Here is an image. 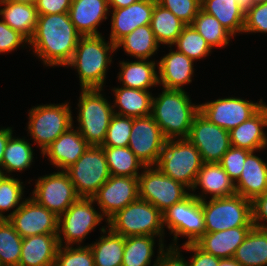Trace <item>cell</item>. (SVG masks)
Masks as SVG:
<instances>
[{"instance_id": "obj_36", "label": "cell", "mask_w": 267, "mask_h": 266, "mask_svg": "<svg viewBox=\"0 0 267 266\" xmlns=\"http://www.w3.org/2000/svg\"><path fill=\"white\" fill-rule=\"evenodd\" d=\"M107 159L110 174L113 176L139 177V169L145 165L129 147L102 146Z\"/></svg>"}, {"instance_id": "obj_21", "label": "cell", "mask_w": 267, "mask_h": 266, "mask_svg": "<svg viewBox=\"0 0 267 266\" xmlns=\"http://www.w3.org/2000/svg\"><path fill=\"white\" fill-rule=\"evenodd\" d=\"M169 47L170 52L157 61L159 85L164 89L184 90L183 86L192 82L194 61Z\"/></svg>"}, {"instance_id": "obj_3", "label": "cell", "mask_w": 267, "mask_h": 266, "mask_svg": "<svg viewBox=\"0 0 267 266\" xmlns=\"http://www.w3.org/2000/svg\"><path fill=\"white\" fill-rule=\"evenodd\" d=\"M116 44L106 42L102 35L82 36L77 43L71 61L66 65L75 68L79 75L81 89H102L112 53Z\"/></svg>"}, {"instance_id": "obj_20", "label": "cell", "mask_w": 267, "mask_h": 266, "mask_svg": "<svg viewBox=\"0 0 267 266\" xmlns=\"http://www.w3.org/2000/svg\"><path fill=\"white\" fill-rule=\"evenodd\" d=\"M87 141L81 136L74 126L61 134L42 153L43 157H48L53 166L66 171L71 167L89 148Z\"/></svg>"}, {"instance_id": "obj_24", "label": "cell", "mask_w": 267, "mask_h": 266, "mask_svg": "<svg viewBox=\"0 0 267 266\" xmlns=\"http://www.w3.org/2000/svg\"><path fill=\"white\" fill-rule=\"evenodd\" d=\"M59 246L58 234L24 237L18 266H54Z\"/></svg>"}, {"instance_id": "obj_34", "label": "cell", "mask_w": 267, "mask_h": 266, "mask_svg": "<svg viewBox=\"0 0 267 266\" xmlns=\"http://www.w3.org/2000/svg\"><path fill=\"white\" fill-rule=\"evenodd\" d=\"M157 42L150 24L134 29L116 43V49L123 47L125 53L136 59L149 60L157 51Z\"/></svg>"}, {"instance_id": "obj_15", "label": "cell", "mask_w": 267, "mask_h": 266, "mask_svg": "<svg viewBox=\"0 0 267 266\" xmlns=\"http://www.w3.org/2000/svg\"><path fill=\"white\" fill-rule=\"evenodd\" d=\"M265 103L237 97L219 98L199 104V112L213 124L227 131L252 117Z\"/></svg>"}, {"instance_id": "obj_48", "label": "cell", "mask_w": 267, "mask_h": 266, "mask_svg": "<svg viewBox=\"0 0 267 266\" xmlns=\"http://www.w3.org/2000/svg\"><path fill=\"white\" fill-rule=\"evenodd\" d=\"M21 44H22V47H24L26 44H29V41L19 32L9 27L1 19L0 20V54L14 51L17 49V47L19 48Z\"/></svg>"}, {"instance_id": "obj_42", "label": "cell", "mask_w": 267, "mask_h": 266, "mask_svg": "<svg viewBox=\"0 0 267 266\" xmlns=\"http://www.w3.org/2000/svg\"><path fill=\"white\" fill-rule=\"evenodd\" d=\"M10 175L5 176L0 182V220L8 219L25 201L23 198V189L25 188L22 185L23 182ZM11 209L13 211L7 216L3 214Z\"/></svg>"}, {"instance_id": "obj_56", "label": "cell", "mask_w": 267, "mask_h": 266, "mask_svg": "<svg viewBox=\"0 0 267 266\" xmlns=\"http://www.w3.org/2000/svg\"><path fill=\"white\" fill-rule=\"evenodd\" d=\"M219 266H242L234 258H224L220 259Z\"/></svg>"}, {"instance_id": "obj_28", "label": "cell", "mask_w": 267, "mask_h": 266, "mask_svg": "<svg viewBox=\"0 0 267 266\" xmlns=\"http://www.w3.org/2000/svg\"><path fill=\"white\" fill-rule=\"evenodd\" d=\"M115 101L113 112L121 116L132 118L146 117L151 115L152 98L151 92L146 90L126 88L118 86L112 88ZM115 108H118V112Z\"/></svg>"}, {"instance_id": "obj_26", "label": "cell", "mask_w": 267, "mask_h": 266, "mask_svg": "<svg viewBox=\"0 0 267 266\" xmlns=\"http://www.w3.org/2000/svg\"><path fill=\"white\" fill-rule=\"evenodd\" d=\"M197 186L202 189V195L194 194ZM191 191L197 199L205 200L207 194L212 198L229 197L236 194L234 182L229 178L219 163H203L198 172L195 184Z\"/></svg>"}, {"instance_id": "obj_25", "label": "cell", "mask_w": 267, "mask_h": 266, "mask_svg": "<svg viewBox=\"0 0 267 266\" xmlns=\"http://www.w3.org/2000/svg\"><path fill=\"white\" fill-rule=\"evenodd\" d=\"M255 152L247 155L241 176L234 183L236 194L251 201L267 191V163Z\"/></svg>"}, {"instance_id": "obj_14", "label": "cell", "mask_w": 267, "mask_h": 266, "mask_svg": "<svg viewBox=\"0 0 267 266\" xmlns=\"http://www.w3.org/2000/svg\"><path fill=\"white\" fill-rule=\"evenodd\" d=\"M187 139L200 152L203 163H219L231 147L229 131L213 124L200 112L192 121Z\"/></svg>"}, {"instance_id": "obj_16", "label": "cell", "mask_w": 267, "mask_h": 266, "mask_svg": "<svg viewBox=\"0 0 267 266\" xmlns=\"http://www.w3.org/2000/svg\"><path fill=\"white\" fill-rule=\"evenodd\" d=\"M165 140L151 115L133 118L128 147L145 166H156Z\"/></svg>"}, {"instance_id": "obj_43", "label": "cell", "mask_w": 267, "mask_h": 266, "mask_svg": "<svg viewBox=\"0 0 267 266\" xmlns=\"http://www.w3.org/2000/svg\"><path fill=\"white\" fill-rule=\"evenodd\" d=\"M133 118L113 114L102 146L128 147Z\"/></svg>"}, {"instance_id": "obj_33", "label": "cell", "mask_w": 267, "mask_h": 266, "mask_svg": "<svg viewBox=\"0 0 267 266\" xmlns=\"http://www.w3.org/2000/svg\"><path fill=\"white\" fill-rule=\"evenodd\" d=\"M201 9L217 18L233 36L242 34L245 13L238 7L236 0H201Z\"/></svg>"}, {"instance_id": "obj_57", "label": "cell", "mask_w": 267, "mask_h": 266, "mask_svg": "<svg viewBox=\"0 0 267 266\" xmlns=\"http://www.w3.org/2000/svg\"><path fill=\"white\" fill-rule=\"evenodd\" d=\"M0 1H11L15 3H25V4H33L35 5L36 0H0Z\"/></svg>"}, {"instance_id": "obj_23", "label": "cell", "mask_w": 267, "mask_h": 266, "mask_svg": "<svg viewBox=\"0 0 267 266\" xmlns=\"http://www.w3.org/2000/svg\"><path fill=\"white\" fill-rule=\"evenodd\" d=\"M264 127H267L266 103L252 117L229 131L231 146L256 152L266 149Z\"/></svg>"}, {"instance_id": "obj_47", "label": "cell", "mask_w": 267, "mask_h": 266, "mask_svg": "<svg viewBox=\"0 0 267 266\" xmlns=\"http://www.w3.org/2000/svg\"><path fill=\"white\" fill-rule=\"evenodd\" d=\"M242 33H267V2L254 5L245 14Z\"/></svg>"}, {"instance_id": "obj_39", "label": "cell", "mask_w": 267, "mask_h": 266, "mask_svg": "<svg viewBox=\"0 0 267 266\" xmlns=\"http://www.w3.org/2000/svg\"><path fill=\"white\" fill-rule=\"evenodd\" d=\"M191 25L206 40L212 49L214 47H225L229 44L230 39L234 37L221 25L217 18L204 12L202 9H200L195 16Z\"/></svg>"}, {"instance_id": "obj_19", "label": "cell", "mask_w": 267, "mask_h": 266, "mask_svg": "<svg viewBox=\"0 0 267 266\" xmlns=\"http://www.w3.org/2000/svg\"><path fill=\"white\" fill-rule=\"evenodd\" d=\"M157 0H139L125 8L112 9L110 41L116 44L137 27L151 22Z\"/></svg>"}, {"instance_id": "obj_41", "label": "cell", "mask_w": 267, "mask_h": 266, "mask_svg": "<svg viewBox=\"0 0 267 266\" xmlns=\"http://www.w3.org/2000/svg\"><path fill=\"white\" fill-rule=\"evenodd\" d=\"M174 45H176L179 52H182L193 61L209 56L212 51L206 40L191 24L184 26Z\"/></svg>"}, {"instance_id": "obj_13", "label": "cell", "mask_w": 267, "mask_h": 266, "mask_svg": "<svg viewBox=\"0 0 267 266\" xmlns=\"http://www.w3.org/2000/svg\"><path fill=\"white\" fill-rule=\"evenodd\" d=\"M32 199L58 217L80 197L66 171H57L36 179Z\"/></svg>"}, {"instance_id": "obj_1", "label": "cell", "mask_w": 267, "mask_h": 266, "mask_svg": "<svg viewBox=\"0 0 267 266\" xmlns=\"http://www.w3.org/2000/svg\"><path fill=\"white\" fill-rule=\"evenodd\" d=\"M81 34L69 13L38 15L29 45L45 66H66L72 59Z\"/></svg>"}, {"instance_id": "obj_8", "label": "cell", "mask_w": 267, "mask_h": 266, "mask_svg": "<svg viewBox=\"0 0 267 266\" xmlns=\"http://www.w3.org/2000/svg\"><path fill=\"white\" fill-rule=\"evenodd\" d=\"M67 103L37 105L29 110L28 133L41 153L73 126L71 106Z\"/></svg>"}, {"instance_id": "obj_30", "label": "cell", "mask_w": 267, "mask_h": 266, "mask_svg": "<svg viewBox=\"0 0 267 266\" xmlns=\"http://www.w3.org/2000/svg\"><path fill=\"white\" fill-rule=\"evenodd\" d=\"M0 16L12 29L23 35L28 41L32 38L37 21L38 12L35 5L0 1Z\"/></svg>"}, {"instance_id": "obj_52", "label": "cell", "mask_w": 267, "mask_h": 266, "mask_svg": "<svg viewBox=\"0 0 267 266\" xmlns=\"http://www.w3.org/2000/svg\"><path fill=\"white\" fill-rule=\"evenodd\" d=\"M267 191L252 201V223L256 228H267Z\"/></svg>"}, {"instance_id": "obj_12", "label": "cell", "mask_w": 267, "mask_h": 266, "mask_svg": "<svg viewBox=\"0 0 267 266\" xmlns=\"http://www.w3.org/2000/svg\"><path fill=\"white\" fill-rule=\"evenodd\" d=\"M141 172L139 199L151 203L162 213L190 194L186 186L163 174L157 166H145Z\"/></svg>"}, {"instance_id": "obj_46", "label": "cell", "mask_w": 267, "mask_h": 266, "mask_svg": "<svg viewBox=\"0 0 267 266\" xmlns=\"http://www.w3.org/2000/svg\"><path fill=\"white\" fill-rule=\"evenodd\" d=\"M250 152L251 151L246 149L235 148L231 146L219 162L234 183L241 176L244 162Z\"/></svg>"}, {"instance_id": "obj_2", "label": "cell", "mask_w": 267, "mask_h": 266, "mask_svg": "<svg viewBox=\"0 0 267 266\" xmlns=\"http://www.w3.org/2000/svg\"><path fill=\"white\" fill-rule=\"evenodd\" d=\"M162 89L152 98L151 116L166 139L187 138L199 105L191 102L185 90Z\"/></svg>"}, {"instance_id": "obj_27", "label": "cell", "mask_w": 267, "mask_h": 266, "mask_svg": "<svg viewBox=\"0 0 267 266\" xmlns=\"http://www.w3.org/2000/svg\"><path fill=\"white\" fill-rule=\"evenodd\" d=\"M252 227H235L213 233H204L195 244L204 252L220 259L233 258Z\"/></svg>"}, {"instance_id": "obj_35", "label": "cell", "mask_w": 267, "mask_h": 266, "mask_svg": "<svg viewBox=\"0 0 267 266\" xmlns=\"http://www.w3.org/2000/svg\"><path fill=\"white\" fill-rule=\"evenodd\" d=\"M186 24L157 1L152 11L150 27L159 44L172 46Z\"/></svg>"}, {"instance_id": "obj_10", "label": "cell", "mask_w": 267, "mask_h": 266, "mask_svg": "<svg viewBox=\"0 0 267 266\" xmlns=\"http://www.w3.org/2000/svg\"><path fill=\"white\" fill-rule=\"evenodd\" d=\"M163 225L174 236V242L169 246L177 247L179 236L188 238L183 244L195 243L205 233L201 201L190 193L182 201L163 212Z\"/></svg>"}, {"instance_id": "obj_11", "label": "cell", "mask_w": 267, "mask_h": 266, "mask_svg": "<svg viewBox=\"0 0 267 266\" xmlns=\"http://www.w3.org/2000/svg\"><path fill=\"white\" fill-rule=\"evenodd\" d=\"M92 198H79L63 214L58 221L59 245L72 246L86 239V236L103 221L104 216L96 211ZM65 241V242H63Z\"/></svg>"}, {"instance_id": "obj_59", "label": "cell", "mask_w": 267, "mask_h": 266, "mask_svg": "<svg viewBox=\"0 0 267 266\" xmlns=\"http://www.w3.org/2000/svg\"><path fill=\"white\" fill-rule=\"evenodd\" d=\"M5 173H4V170L2 168H0V182L1 180L5 177Z\"/></svg>"}, {"instance_id": "obj_6", "label": "cell", "mask_w": 267, "mask_h": 266, "mask_svg": "<svg viewBox=\"0 0 267 266\" xmlns=\"http://www.w3.org/2000/svg\"><path fill=\"white\" fill-rule=\"evenodd\" d=\"M102 89H81L76 129L90 146H102L113 112V105Z\"/></svg>"}, {"instance_id": "obj_29", "label": "cell", "mask_w": 267, "mask_h": 266, "mask_svg": "<svg viewBox=\"0 0 267 266\" xmlns=\"http://www.w3.org/2000/svg\"><path fill=\"white\" fill-rule=\"evenodd\" d=\"M119 63L121 69L118 79L123 87L149 91L151 87L159 85L156 71L158 62L137 59L134 62L123 60Z\"/></svg>"}, {"instance_id": "obj_32", "label": "cell", "mask_w": 267, "mask_h": 266, "mask_svg": "<svg viewBox=\"0 0 267 266\" xmlns=\"http://www.w3.org/2000/svg\"><path fill=\"white\" fill-rule=\"evenodd\" d=\"M233 258L242 266H267V228L252 227Z\"/></svg>"}, {"instance_id": "obj_18", "label": "cell", "mask_w": 267, "mask_h": 266, "mask_svg": "<svg viewBox=\"0 0 267 266\" xmlns=\"http://www.w3.org/2000/svg\"><path fill=\"white\" fill-rule=\"evenodd\" d=\"M8 221L22 238L39 234H58L59 217L36 203L31 196L25 198Z\"/></svg>"}, {"instance_id": "obj_58", "label": "cell", "mask_w": 267, "mask_h": 266, "mask_svg": "<svg viewBox=\"0 0 267 266\" xmlns=\"http://www.w3.org/2000/svg\"><path fill=\"white\" fill-rule=\"evenodd\" d=\"M253 2H254V5H258V4L267 2V0H253Z\"/></svg>"}, {"instance_id": "obj_31", "label": "cell", "mask_w": 267, "mask_h": 266, "mask_svg": "<svg viewBox=\"0 0 267 266\" xmlns=\"http://www.w3.org/2000/svg\"><path fill=\"white\" fill-rule=\"evenodd\" d=\"M101 232L105 235L89 244L95 266H122L125 237L114 233L108 226H102Z\"/></svg>"}, {"instance_id": "obj_7", "label": "cell", "mask_w": 267, "mask_h": 266, "mask_svg": "<svg viewBox=\"0 0 267 266\" xmlns=\"http://www.w3.org/2000/svg\"><path fill=\"white\" fill-rule=\"evenodd\" d=\"M201 200L205 233L218 232L235 227H253L252 201L238 194Z\"/></svg>"}, {"instance_id": "obj_54", "label": "cell", "mask_w": 267, "mask_h": 266, "mask_svg": "<svg viewBox=\"0 0 267 266\" xmlns=\"http://www.w3.org/2000/svg\"><path fill=\"white\" fill-rule=\"evenodd\" d=\"M139 0H108L109 9L125 8Z\"/></svg>"}, {"instance_id": "obj_55", "label": "cell", "mask_w": 267, "mask_h": 266, "mask_svg": "<svg viewBox=\"0 0 267 266\" xmlns=\"http://www.w3.org/2000/svg\"><path fill=\"white\" fill-rule=\"evenodd\" d=\"M238 7L246 14L253 6V0H236Z\"/></svg>"}, {"instance_id": "obj_37", "label": "cell", "mask_w": 267, "mask_h": 266, "mask_svg": "<svg viewBox=\"0 0 267 266\" xmlns=\"http://www.w3.org/2000/svg\"><path fill=\"white\" fill-rule=\"evenodd\" d=\"M156 236H128L125 237L122 266H149L154 256ZM157 258L153 266L156 265Z\"/></svg>"}, {"instance_id": "obj_53", "label": "cell", "mask_w": 267, "mask_h": 266, "mask_svg": "<svg viewBox=\"0 0 267 266\" xmlns=\"http://www.w3.org/2000/svg\"><path fill=\"white\" fill-rule=\"evenodd\" d=\"M12 127L0 129V168H2L3 155L8 139L13 135Z\"/></svg>"}, {"instance_id": "obj_49", "label": "cell", "mask_w": 267, "mask_h": 266, "mask_svg": "<svg viewBox=\"0 0 267 266\" xmlns=\"http://www.w3.org/2000/svg\"><path fill=\"white\" fill-rule=\"evenodd\" d=\"M159 246V252L157 262L155 266H189L188 261L185 260L184 256L180 253V248L169 246ZM181 254V255H180Z\"/></svg>"}, {"instance_id": "obj_44", "label": "cell", "mask_w": 267, "mask_h": 266, "mask_svg": "<svg viewBox=\"0 0 267 266\" xmlns=\"http://www.w3.org/2000/svg\"><path fill=\"white\" fill-rule=\"evenodd\" d=\"M54 266H95L92 250L85 246H62L57 251Z\"/></svg>"}, {"instance_id": "obj_5", "label": "cell", "mask_w": 267, "mask_h": 266, "mask_svg": "<svg viewBox=\"0 0 267 266\" xmlns=\"http://www.w3.org/2000/svg\"><path fill=\"white\" fill-rule=\"evenodd\" d=\"M203 161L200 152L187 139H166L156 164L166 176L192 190Z\"/></svg>"}, {"instance_id": "obj_40", "label": "cell", "mask_w": 267, "mask_h": 266, "mask_svg": "<svg viewBox=\"0 0 267 266\" xmlns=\"http://www.w3.org/2000/svg\"><path fill=\"white\" fill-rule=\"evenodd\" d=\"M22 239L8 219L0 220L1 266H18L21 257Z\"/></svg>"}, {"instance_id": "obj_50", "label": "cell", "mask_w": 267, "mask_h": 266, "mask_svg": "<svg viewBox=\"0 0 267 266\" xmlns=\"http://www.w3.org/2000/svg\"><path fill=\"white\" fill-rule=\"evenodd\" d=\"M182 247L194 254L188 262L189 266H219L220 258L204 252L195 243L183 244Z\"/></svg>"}, {"instance_id": "obj_51", "label": "cell", "mask_w": 267, "mask_h": 266, "mask_svg": "<svg viewBox=\"0 0 267 266\" xmlns=\"http://www.w3.org/2000/svg\"><path fill=\"white\" fill-rule=\"evenodd\" d=\"M72 0H36L38 15L60 14L69 12Z\"/></svg>"}, {"instance_id": "obj_38", "label": "cell", "mask_w": 267, "mask_h": 266, "mask_svg": "<svg viewBox=\"0 0 267 266\" xmlns=\"http://www.w3.org/2000/svg\"><path fill=\"white\" fill-rule=\"evenodd\" d=\"M25 138H17L13 135L8 139L2 162L5 175L11 172H21L30 168L33 162V148Z\"/></svg>"}, {"instance_id": "obj_17", "label": "cell", "mask_w": 267, "mask_h": 266, "mask_svg": "<svg viewBox=\"0 0 267 266\" xmlns=\"http://www.w3.org/2000/svg\"><path fill=\"white\" fill-rule=\"evenodd\" d=\"M92 199L108 223L118 211L139 199V179L111 175Z\"/></svg>"}, {"instance_id": "obj_22", "label": "cell", "mask_w": 267, "mask_h": 266, "mask_svg": "<svg viewBox=\"0 0 267 266\" xmlns=\"http://www.w3.org/2000/svg\"><path fill=\"white\" fill-rule=\"evenodd\" d=\"M109 12L108 0H72L68 13L81 36H98L102 34L97 27Z\"/></svg>"}, {"instance_id": "obj_9", "label": "cell", "mask_w": 267, "mask_h": 266, "mask_svg": "<svg viewBox=\"0 0 267 266\" xmlns=\"http://www.w3.org/2000/svg\"><path fill=\"white\" fill-rule=\"evenodd\" d=\"M66 172L80 198H92L111 176L102 146H89Z\"/></svg>"}, {"instance_id": "obj_45", "label": "cell", "mask_w": 267, "mask_h": 266, "mask_svg": "<svg viewBox=\"0 0 267 266\" xmlns=\"http://www.w3.org/2000/svg\"><path fill=\"white\" fill-rule=\"evenodd\" d=\"M186 25L191 24L201 9V0H157Z\"/></svg>"}, {"instance_id": "obj_4", "label": "cell", "mask_w": 267, "mask_h": 266, "mask_svg": "<svg viewBox=\"0 0 267 266\" xmlns=\"http://www.w3.org/2000/svg\"><path fill=\"white\" fill-rule=\"evenodd\" d=\"M108 227L123 237L158 236L159 246H165L163 213L151 203L138 199L112 216Z\"/></svg>"}]
</instances>
